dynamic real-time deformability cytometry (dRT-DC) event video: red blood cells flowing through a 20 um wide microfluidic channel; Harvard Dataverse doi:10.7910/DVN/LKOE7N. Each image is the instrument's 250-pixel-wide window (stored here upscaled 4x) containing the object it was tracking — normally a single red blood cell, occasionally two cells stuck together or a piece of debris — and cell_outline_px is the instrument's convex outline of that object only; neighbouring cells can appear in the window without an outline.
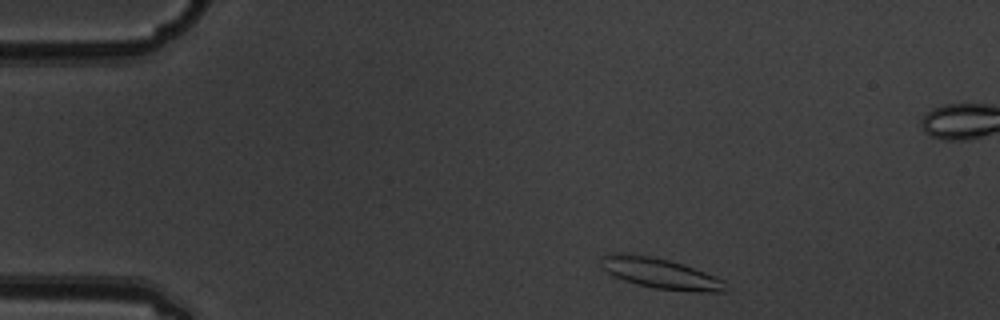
{"species": "common noctule bat (a hibernating species)", "species_latin": "Nyctalus noctula", "temperature_condition": "warm", "stored_images_in_passage": 3, "camera_frame_rate_fps": 3000, "um_per_image_px": 0.085, "animal": {"sex": "male", "body_mass_g": 19.5, "forearm_length_mm": 54.6}, "frame": {"image": 1, "passage_image": 1, "time_ms": 0.0, "image_size_px": [1000, 320], "cell_outline_px": [[728, 292], [688, 292], [656, 288], [624, 280], [612, 276], [604, 268], [600, 260], [604, 256], [612, 252], [624, 252], [648, 256], [668, 260], [704, 272], [724, 280]], "centroid_in_image_um": [56.14, 23.25], "position_along_channel_um": 28.9, "area_um2": 21.91}}